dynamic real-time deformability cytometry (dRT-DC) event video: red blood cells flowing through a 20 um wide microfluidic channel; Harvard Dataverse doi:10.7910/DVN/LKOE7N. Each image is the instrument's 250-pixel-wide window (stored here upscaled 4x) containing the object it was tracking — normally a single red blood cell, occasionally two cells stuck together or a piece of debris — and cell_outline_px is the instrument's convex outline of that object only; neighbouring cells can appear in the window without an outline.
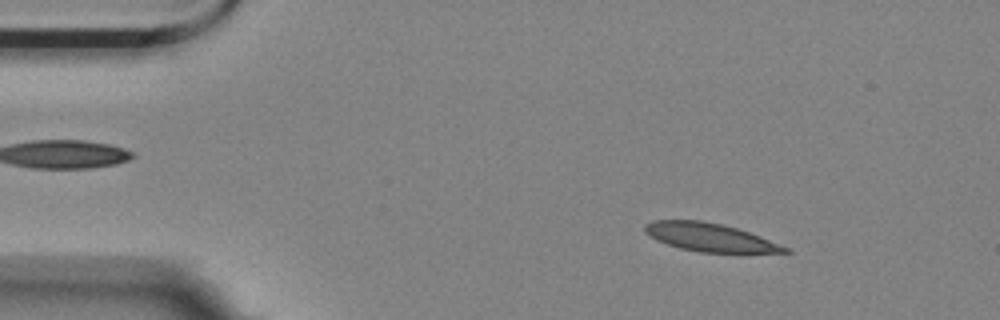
{"species": "Egyptian fruit bat (a non-hibernating species)", "species_latin": "Rousettus aegyptiacus", "temperature_condition": "room temperature", "stored_images_in_passage": 5, "camera_frame_rate_fps": 3000, "um_per_image_px": 0.085, "animal": {"sex": "female"}, "frame": {"image": 1, "passage_image": 2, "time_ms": 0.333, "image_size_px": [1000, 320], "cell_outline_px": [[792, 252], [700, 252], [680, 248], [668, 244], [644, 232], [644, 224], [652, 220], [700, 220], [720, 224], [736, 228], [748, 232], [792, 248]], "centroid_in_image_um": [60.35, 20.16], "position_along_channel_um": 24.7, "area_um2": 22.66}}
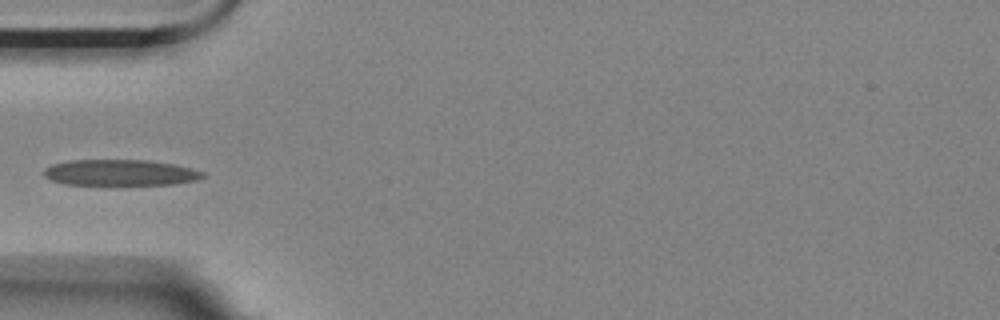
{"frame": {"image": 2, "passage_image": 5, "time_ms": 1.333, "image_size_px": [1000, 320], "cell_outline_px": [[204, 176], [196, 180], [176, 184], [64, 184], [52, 180], [44, 176], [44, 168], [52, 164], [68, 160], [148, 160], [172, 164], [192, 168], [204, 172]], "centroid_in_image_um": [10.2, 14.66], "position_along_channel_um": 74.8, "area_um2": 23.93}}